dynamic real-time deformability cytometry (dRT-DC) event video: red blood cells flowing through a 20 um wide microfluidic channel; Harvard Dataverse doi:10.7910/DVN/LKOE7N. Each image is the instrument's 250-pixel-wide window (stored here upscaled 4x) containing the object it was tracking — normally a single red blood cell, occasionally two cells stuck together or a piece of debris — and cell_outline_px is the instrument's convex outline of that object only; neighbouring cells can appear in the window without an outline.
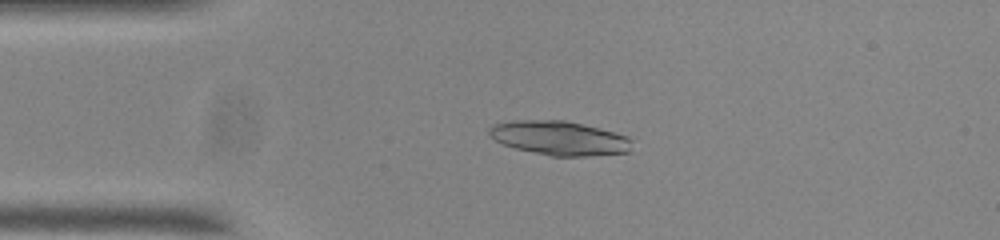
{"species": "common noctule bat (a hibernating species)", "species_latin": "Nyctalus noctula", "temperature_condition": "room temperature", "stored_images_in_passage": 46, "camera_frame_rate_fps": 3000, "um_per_image_px": 0.085, "animal": {"sex": "male", "body_mass_g": 20.0, "forearm_length_mm": 53.3}, "frame": {"image": 1, "passage_image": 11, "time_ms": 3.333, "image_size_px": [1000, 240], "cell_outline_px": [[632, 152], [588, 156], [552, 156], [516, 148], [504, 144], [488, 136], [488, 128], [492, 124], [512, 120], [564, 120], [628, 136], [632, 140]], "centroid_in_image_um": [47.54, 11.74], "position_along_channel_um": 37.5, "area_um2": 28.38}}